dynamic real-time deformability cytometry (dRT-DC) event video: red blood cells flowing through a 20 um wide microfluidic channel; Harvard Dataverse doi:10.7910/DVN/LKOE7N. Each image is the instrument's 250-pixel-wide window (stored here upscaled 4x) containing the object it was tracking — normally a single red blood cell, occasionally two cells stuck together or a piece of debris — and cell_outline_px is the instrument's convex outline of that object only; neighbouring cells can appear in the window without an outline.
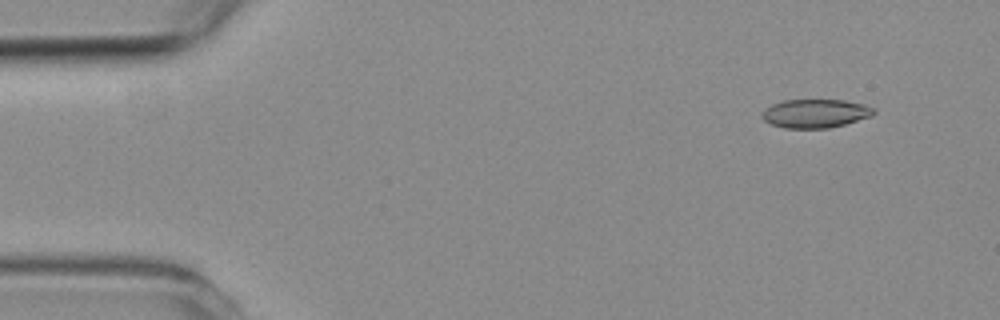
{"species": "common noctule bat (a hibernating species)", "species_latin": "Nyctalus noctula", "temperature_condition": "room temperature", "stored_images_in_passage": 8, "camera_frame_rate_fps": 3000, "um_per_image_px": 0.085, "animal": {"sex": "female", "body_mass_g": 19.3, "forearm_length_mm": 54.1}, "frame": {"image": 1, "passage_image": 1, "time_ms": 0.0, "image_size_px": [1000, 320], "cell_outline_px": [[876, 112], [872, 116], [844, 124], [828, 128], [784, 128], [772, 124], [764, 120], [760, 112], [764, 108], [780, 100], [844, 100], [864, 104], [876, 108]], "centroid_in_image_um": [69.3, 9.63], "position_along_channel_um": 15.7, "area_um2": 18.79}}
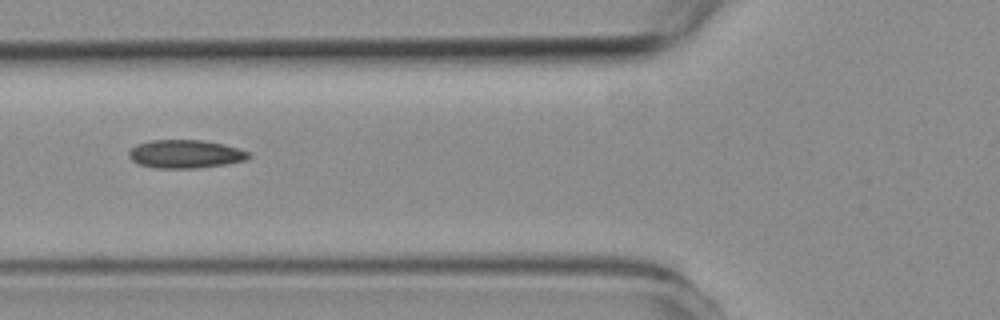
{"frame": {"image": 2, "passage_image": 5, "time_ms": 5.333, "image_size_px": [1000, 320], "cell_outline_px": [[252, 156], [248, 160], [228, 164], [196, 168], [152, 168], [140, 164], [132, 160], [128, 156], [128, 152], [136, 144], [152, 140], [200, 140], [224, 144], [252, 152]], "centroid_in_image_um": [15.81, 13.09], "position_along_channel_um": 110.0, "area_um2": 20.0}}
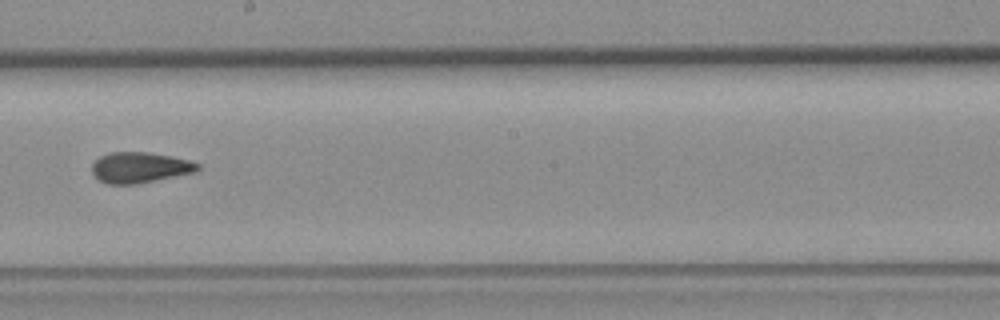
{"frame": {"image": 3, "passage_image": 8, "time_ms": 8.667, "image_size_px": [1000, 320], "cell_outline_px": [[200, 168], [196, 172], [136, 184], [108, 184], [100, 180], [92, 172], [92, 164], [100, 156], [108, 152], [148, 152], [172, 156], [188, 160], [200, 164]], "centroid_in_image_um": [11.89, 14.23], "position_along_channel_um": 236.3, "area_um2": 18.9}}